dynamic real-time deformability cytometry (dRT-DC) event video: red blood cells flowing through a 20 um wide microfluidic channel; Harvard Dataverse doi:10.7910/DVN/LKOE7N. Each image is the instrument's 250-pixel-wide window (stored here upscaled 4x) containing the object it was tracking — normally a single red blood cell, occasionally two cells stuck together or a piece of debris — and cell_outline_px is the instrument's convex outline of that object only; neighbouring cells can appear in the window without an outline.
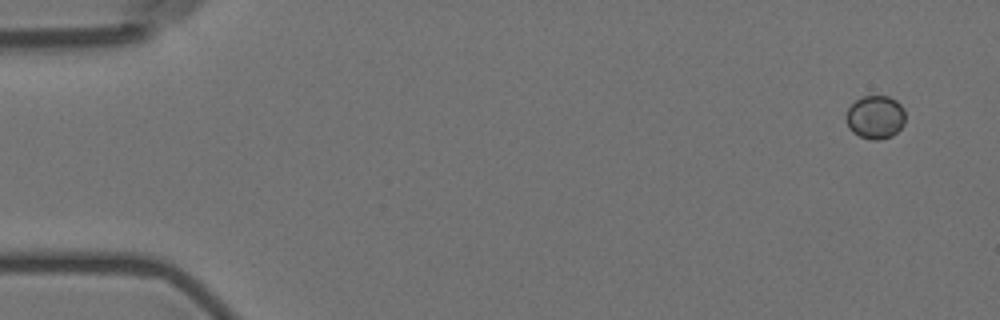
{"species": "Egyptian fruit bat (a non-hibernating species)", "species_latin": "Rousettus aegyptiacus", "temperature_condition": "room temperature", "stored_images_in_passage": 9, "camera_frame_rate_fps": 3000, "um_per_image_px": 0.085, "animal": {"sex": "female"}, "frame": {"image": 1, "passage_image": 1, "time_ms": 0.0, "image_size_px": [1000, 320], "cell_outline_px": [[904, 124], [892, 136], [880, 140], [872, 140], [860, 136], [852, 132], [848, 128], [844, 116], [848, 108], [860, 96], [888, 96], [896, 100], [904, 108]], "centroid_in_image_um": [74.38, 9.96], "position_along_channel_um": 10.6, "area_um2": 15.14}}
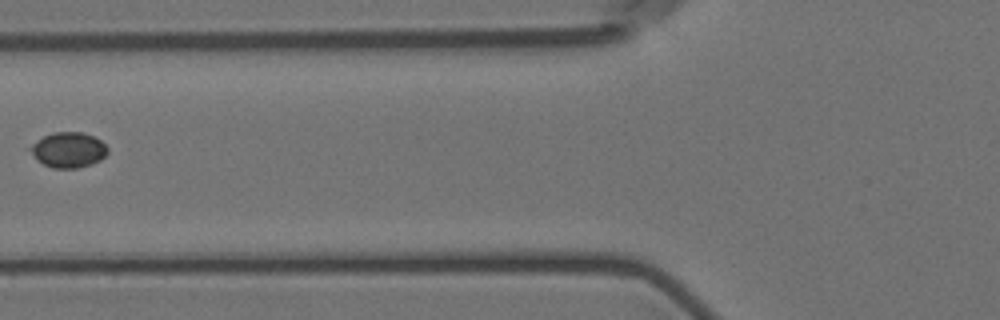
{"frame": {"image": 2, "passage_image": 6, "time_ms": 6.667, "image_size_px": [1000, 320], "cell_outline_px": [[108, 152], [100, 160], [92, 164], [76, 168], [52, 168], [36, 160], [28, 148], [32, 144], [44, 136], [52, 132], [80, 132], [92, 136], [100, 140], [108, 148]], "centroid_in_image_um": [5.8, 12.75], "position_along_channel_um": 120.0, "area_um2": 15.84}}
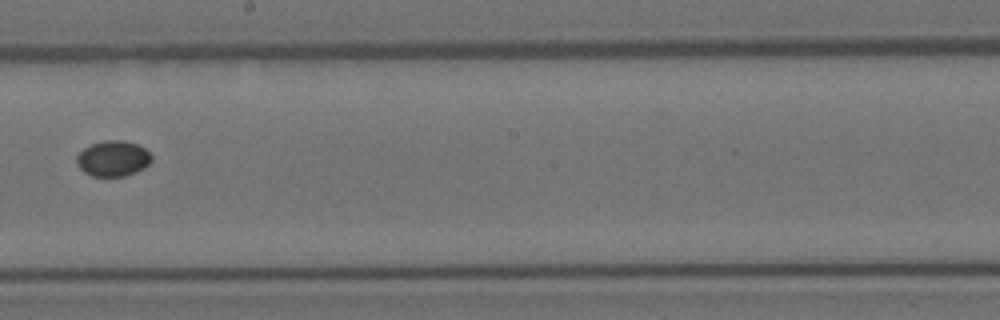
{"frame": {"image": 3, "passage_image": 9, "time_ms": 10.0, "image_size_px": [1000, 320], "cell_outline_px": [[152, 160], [144, 168], [124, 176], [92, 176], [84, 172], [80, 168], [76, 160], [76, 156], [84, 148], [92, 144], [104, 140], [124, 140], [136, 144], [144, 148], [152, 156]], "centroid_in_image_um": [9.6, 13.47], "position_along_channel_um": 238.6, "area_um2": 15.43}}